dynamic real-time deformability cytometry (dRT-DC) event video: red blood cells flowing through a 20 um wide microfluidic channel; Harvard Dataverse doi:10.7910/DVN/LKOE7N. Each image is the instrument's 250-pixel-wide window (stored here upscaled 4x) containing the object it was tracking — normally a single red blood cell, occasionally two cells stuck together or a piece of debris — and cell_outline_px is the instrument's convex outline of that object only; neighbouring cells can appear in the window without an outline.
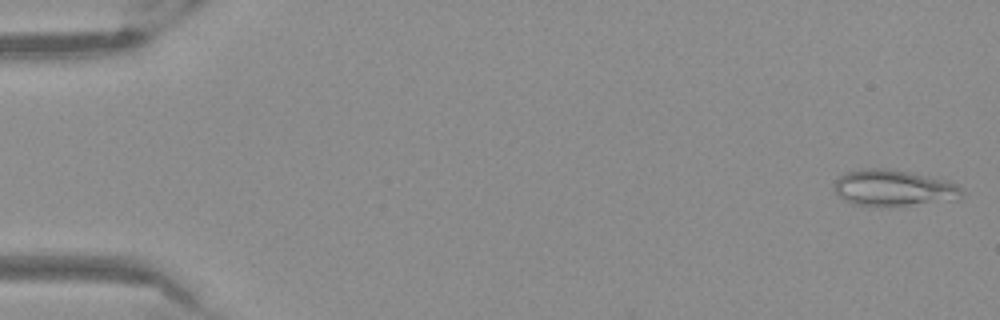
{"species": "Egyptian fruit bat (a non-hibernating species)", "species_latin": "Rousettus aegyptiacus", "temperature_condition": "warm", "stored_images_in_passage": 53, "camera_frame_rate_fps": 3000, "um_per_image_px": 0.085, "frame": {"image": 1, "passage_image": 1, "time_ms": 0.0, "image_size_px": [1000, 320], "cell_outline_px": [[964, 196], [956, 200], [908, 204], [852, 204], [844, 200], [832, 188], [836, 180], [840, 176], [848, 172], [864, 168], [884, 168], [908, 172], [948, 180], [964, 188]], "centroid_in_image_um": [76.0, 15.95], "position_along_channel_um": 9.0, "area_um2": 26.47}}
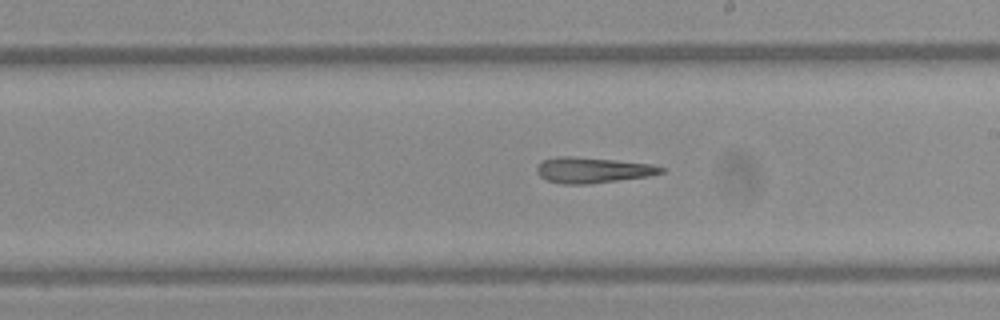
{"frame": {"image": 2, "passage_image": 30, "time_ms": 9.667, "image_size_px": [1000, 320], "cell_outline_px": [[664, 172], [648, 176], [588, 184], [564, 184], [548, 180], [540, 176], [536, 172], [536, 168], [544, 160], [556, 156], [572, 156], [616, 160], [652, 164], [664, 168]], "centroid_in_image_um": [50.37, 14.45], "position_along_channel_um": 238.6, "area_um2": 18.44}}
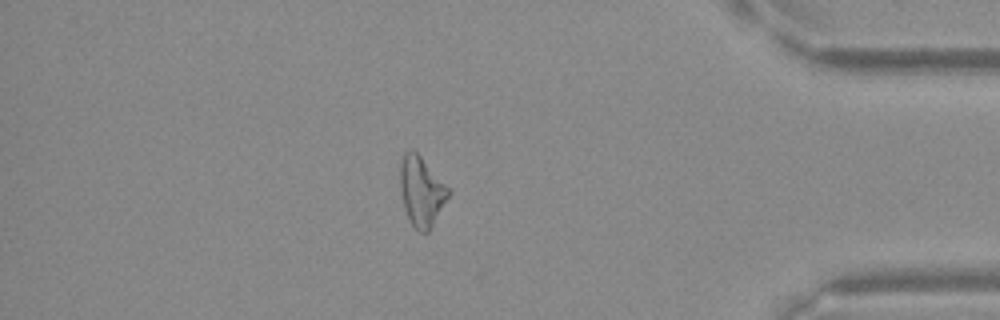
{"frame": {"image": 3, "passage_image": 45, "time_ms": 14.667, "image_size_px": [1000, 320], "cell_outline_px": [[452, 192], [428, 232], [420, 232], [412, 224], [404, 208], [400, 188], [400, 156], [408, 148], [412, 148], [420, 156]], "centroid_in_image_um": [35.8, 16.22], "position_along_channel_um": 399.4, "area_um2": 19.48}}